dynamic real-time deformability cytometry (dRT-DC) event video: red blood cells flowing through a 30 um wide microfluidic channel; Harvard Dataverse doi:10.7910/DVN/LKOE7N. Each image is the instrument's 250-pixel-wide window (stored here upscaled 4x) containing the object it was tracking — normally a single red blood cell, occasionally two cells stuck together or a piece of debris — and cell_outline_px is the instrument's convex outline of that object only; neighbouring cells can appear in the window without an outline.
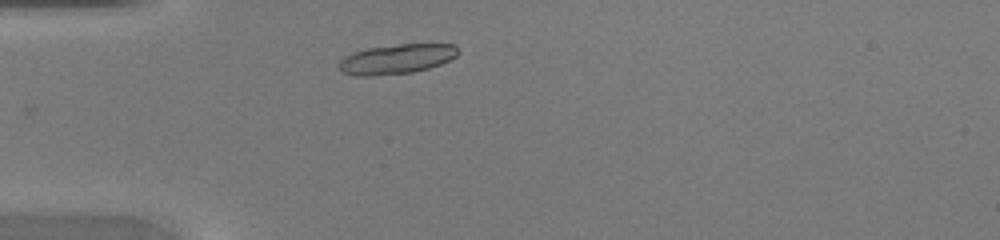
{"species": "common noctule bat (a hibernating species)", "species_latin": "Nyctalus noctula", "temperature_condition": "warm", "stored_images_in_passage": 5, "camera_frame_rate_fps": 3000, "um_per_image_px": 0.085, "animal": {"sex": "female", "body_mass_g": 20.0, "forearm_length_mm": 54.0}, "frame": {"image": 1, "passage_image": 1, "time_ms": 0.0, "image_size_px": [1000, 240], "cell_outline_px": [[460, 52], [456, 56], [440, 64], [428, 68], [412, 72], [372, 76], [356, 76], [340, 72], [340, 60], [344, 56], [352, 52], [368, 48], [400, 44], [456, 44]], "centroid_in_image_um": [33.7, 5.01], "position_along_channel_um": 51.3, "area_um2": 20.63}}